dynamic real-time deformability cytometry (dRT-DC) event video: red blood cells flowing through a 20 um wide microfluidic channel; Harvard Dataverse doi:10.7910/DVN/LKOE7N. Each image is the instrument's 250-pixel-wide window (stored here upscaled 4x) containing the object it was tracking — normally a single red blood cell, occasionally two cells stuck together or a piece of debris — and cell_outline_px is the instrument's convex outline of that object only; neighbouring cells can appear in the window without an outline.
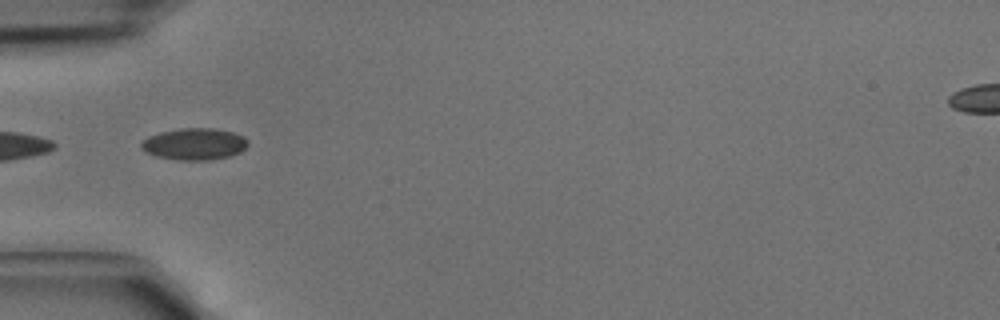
{"species": "common noctule bat (a hibernating species)", "species_latin": "Nyctalus noctula", "temperature_condition": "cold", "stored_images_in_passage": 5, "camera_frame_rate_fps": 3000, "um_per_image_px": 0.085, "animal": {"sex": "male", "body_mass_g": 15.6}, "frame": {"image": 1, "passage_image": 4, "time_ms": 1.0, "image_size_px": [1000, 320], "cell_outline_px": [[248, 144], [240, 152], [228, 156], [208, 160], [180, 160], [156, 156], [140, 148], [140, 144], [148, 136], [160, 132], [180, 128], [216, 128], [232, 132], [244, 136], [248, 140]], "centroid_in_image_um": [16.53, 12.23], "position_along_channel_um": 68.5, "area_um2": 19.65}}